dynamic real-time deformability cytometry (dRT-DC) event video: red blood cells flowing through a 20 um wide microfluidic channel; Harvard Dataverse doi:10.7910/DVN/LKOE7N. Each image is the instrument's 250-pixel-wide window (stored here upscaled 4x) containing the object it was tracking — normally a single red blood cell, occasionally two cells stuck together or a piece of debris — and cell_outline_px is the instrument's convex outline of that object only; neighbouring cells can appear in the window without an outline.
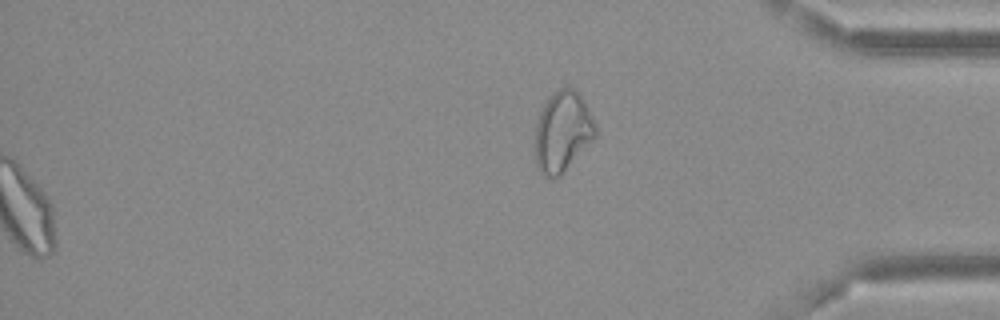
{"species": "Egyptian fruit bat (a non-hibernating species)", "species_latin": "Rousettus aegyptiacus", "temperature_condition": "cold", "stored_images_in_passage": 56, "camera_frame_rate_fps": 3000, "um_per_image_px": 0.085, "frame": {"image": 1, "passage_image": 56, "time_ms": 18.333, "image_size_px": [1000, 320], "cell_outline_px": [[596, 136], [560, 176], [552, 180], [544, 176], [536, 168], [532, 152], [536, 124], [540, 112], [548, 96], [552, 92], [560, 88], [572, 88], [584, 100], [596, 124]], "centroid_in_image_um": [47.76, 11.24], "position_along_channel_um": 387.4, "area_um2": 28.9}, "authors_computed_cell_mechanics": {"area_um2": 29.0734, "velocity_mm_per_s": 3.6158, "shape_relaxation_time_tau1_ms": null, "shape_relaxation_time_tau2_ms": 2.0959, "deformation_change_tau1": null, "deformation_change_tau2": 0.0894}}